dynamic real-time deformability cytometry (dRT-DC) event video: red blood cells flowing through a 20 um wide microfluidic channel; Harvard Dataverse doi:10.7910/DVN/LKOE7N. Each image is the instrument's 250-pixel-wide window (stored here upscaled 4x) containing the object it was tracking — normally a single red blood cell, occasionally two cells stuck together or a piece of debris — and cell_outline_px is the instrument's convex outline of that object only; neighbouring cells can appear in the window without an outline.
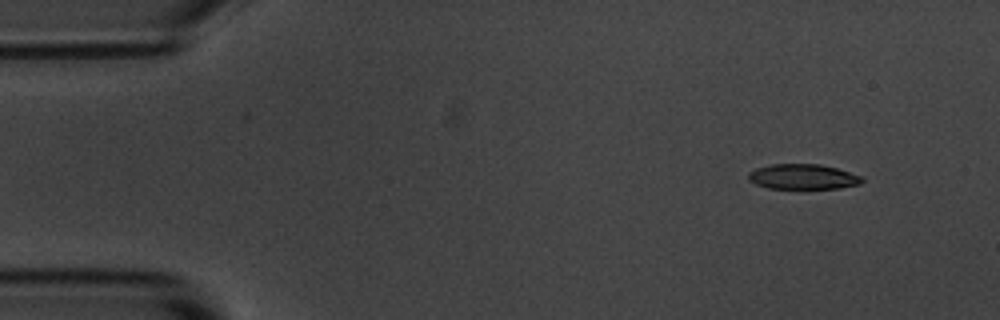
{"species": "common noctule bat (a hibernating species)", "species_latin": "Nyctalus noctula", "temperature_condition": "room temperature", "stored_images_in_passage": 5, "camera_frame_rate_fps": 3000, "um_per_image_px": 0.085, "animal": {"sex": "male", "body_mass_g": 20.1, "forearm_length_mm": 53.5}, "frame": {"image": 1, "passage_image": 1, "time_ms": 0.0, "image_size_px": [1000, 320], "cell_outline_px": [[864, 180], [860, 184], [840, 188], [768, 188], [756, 184], [748, 180], [748, 172], [756, 168], [772, 164], [820, 164], [836, 168], [864, 176]], "centroid_in_image_um": [68.27, 15.02], "position_along_channel_um": 16.7, "area_um2": 16.7}}
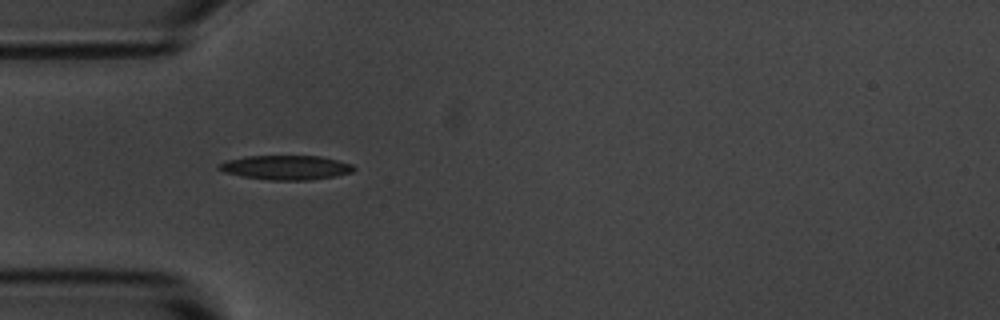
{"frame": {"image": 2, "passage_image": 4, "time_ms": 3.667, "image_size_px": [1000, 320], "cell_outline_px": [[356, 168], [352, 172], [336, 176], [312, 180], [272, 180], [240, 176], [224, 172], [216, 168], [216, 164], [228, 160], [248, 156], [320, 156], [352, 164]], "centroid_in_image_um": [24.29, 14.24], "position_along_channel_um": 60.7, "area_um2": 19.19}}